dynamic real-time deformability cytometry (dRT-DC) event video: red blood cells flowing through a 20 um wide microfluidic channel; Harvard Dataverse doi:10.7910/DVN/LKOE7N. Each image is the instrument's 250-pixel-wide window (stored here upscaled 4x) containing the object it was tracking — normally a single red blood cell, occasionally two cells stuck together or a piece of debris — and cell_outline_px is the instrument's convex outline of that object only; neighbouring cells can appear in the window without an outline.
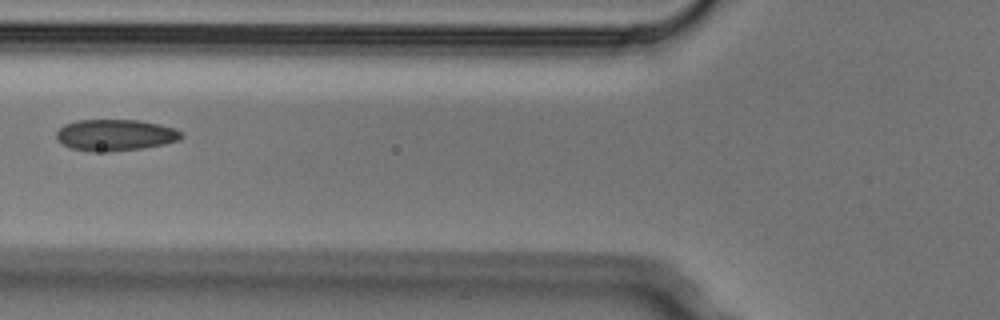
{"species": "Egyptian fruit bat (a non-hibernating species)", "species_latin": "Rousettus aegyptiacus", "temperature_condition": "cold", "stored_images_in_passage": 3, "camera_frame_rate_fps": 3000, "um_per_image_px": 0.085, "animal": {"sex": "male"}, "frame": {"image": 1, "passage_image": 2, "time_ms": 0.333, "image_size_px": [1000, 320], "cell_outline_px": [[184, 136], [180, 140], [164, 144], [144, 148], [108, 152], [92, 152], [72, 148], [56, 140], [56, 132], [64, 124], [76, 120], [140, 120], [160, 124], [172, 128], [180, 132]], "centroid_in_image_um": [9.79, 11.48], "position_along_channel_um": 116.0, "area_um2": 23.0}}
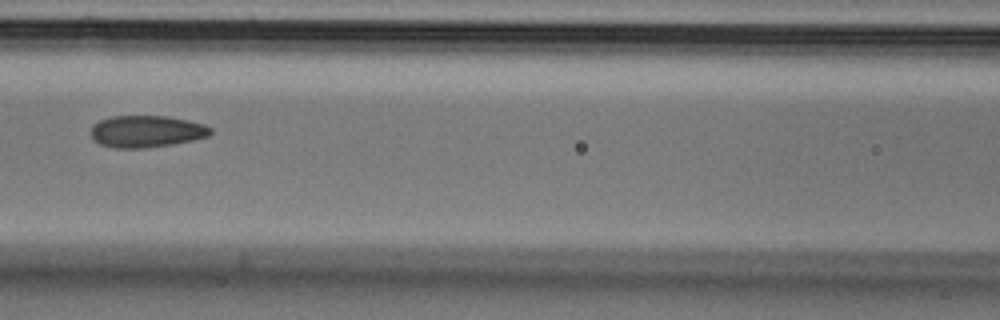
{"frame": {"image": 2, "passage_image": 3, "time_ms": 0.667, "image_size_px": [1000, 320], "cell_outline_px": [[212, 132], [208, 136], [192, 140], [172, 144], [144, 148], [112, 148], [100, 144], [92, 136], [92, 124], [100, 120], [112, 116], [168, 116], [188, 120], [204, 124], [212, 128]], "centroid_in_image_um": [12.46, 11.16], "position_along_channel_um": 154.1, "area_um2": 22.2}}